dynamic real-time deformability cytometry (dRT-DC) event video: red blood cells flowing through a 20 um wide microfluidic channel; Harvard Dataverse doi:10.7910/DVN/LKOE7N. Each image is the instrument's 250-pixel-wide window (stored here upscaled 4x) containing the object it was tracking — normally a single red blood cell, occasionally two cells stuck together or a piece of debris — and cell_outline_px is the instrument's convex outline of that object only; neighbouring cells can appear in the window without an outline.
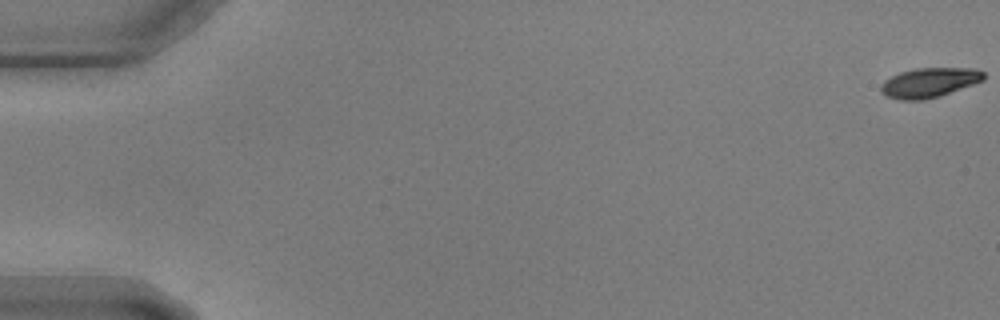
{"species": "common noctule bat (a hibernating species)", "species_latin": "Nyctalus noctula", "temperature_condition": "warm", "stored_images_in_passage": 59, "camera_frame_rate_fps": 3000, "um_per_image_px": 0.085, "animal": {"sex": "male", "body_mass_g": 17.9, "forearm_length_mm": 54.2}, "frame": {"image": 1, "passage_image": 1, "time_ms": 0.0, "image_size_px": [1000, 320], "cell_outline_px": [[984, 80], [940, 96], [924, 100], [900, 100], [888, 96], [880, 92], [880, 84], [884, 80], [900, 72], [916, 68], [976, 68], [984, 72]], "centroid_in_image_um": [78.98, 7.02], "position_along_channel_um": 6.0, "area_um2": 17.8}}
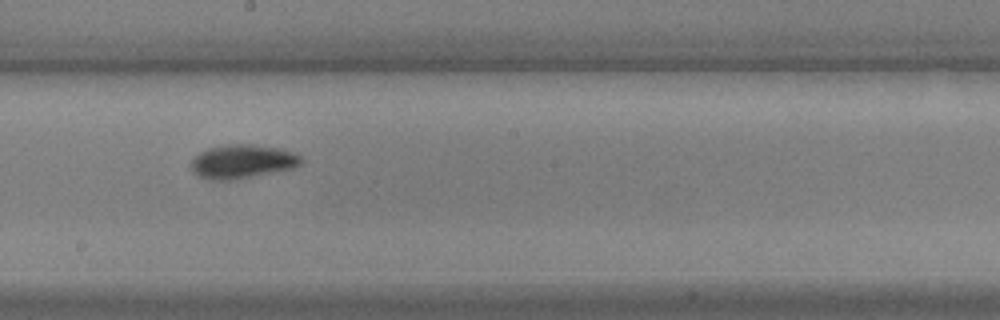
{"frame": {"image": 2, "passage_image": 34, "time_ms": 11.0, "image_size_px": [1000, 320], "cell_outline_px": [[304, 160], [300, 164], [292, 168], [232, 180], [208, 180], [192, 172], [188, 164], [200, 152], [208, 148], [228, 144], [256, 144], [284, 148], [300, 156]], "centroid_in_image_um": [20.58, 13.71], "position_along_channel_um": 227.6, "area_um2": 21.85}}
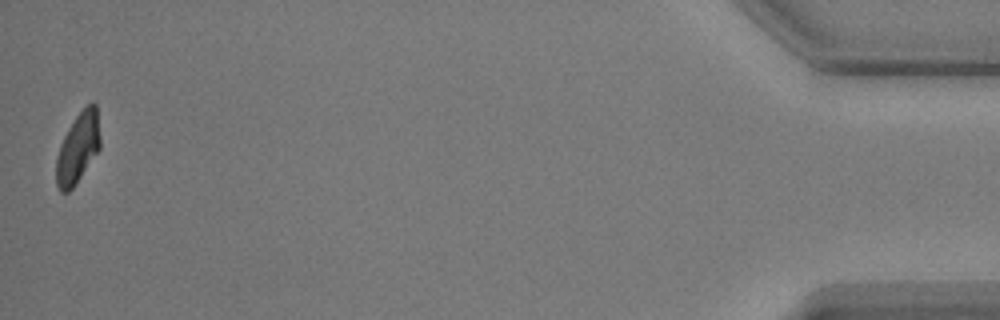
{"frame": {"image": 3, "passage_image": 59, "time_ms": 19.333, "image_size_px": [1000, 320], "cell_outline_px": [[100, 148], [76, 184], [68, 192], [60, 192], [56, 184], [56, 156], [60, 144], [68, 128], [76, 116], [92, 100], [96, 104], [100, 136]], "centroid_in_image_um": [6.62, 12.59], "position_along_channel_um": 428.6, "area_um2": 18.03}}